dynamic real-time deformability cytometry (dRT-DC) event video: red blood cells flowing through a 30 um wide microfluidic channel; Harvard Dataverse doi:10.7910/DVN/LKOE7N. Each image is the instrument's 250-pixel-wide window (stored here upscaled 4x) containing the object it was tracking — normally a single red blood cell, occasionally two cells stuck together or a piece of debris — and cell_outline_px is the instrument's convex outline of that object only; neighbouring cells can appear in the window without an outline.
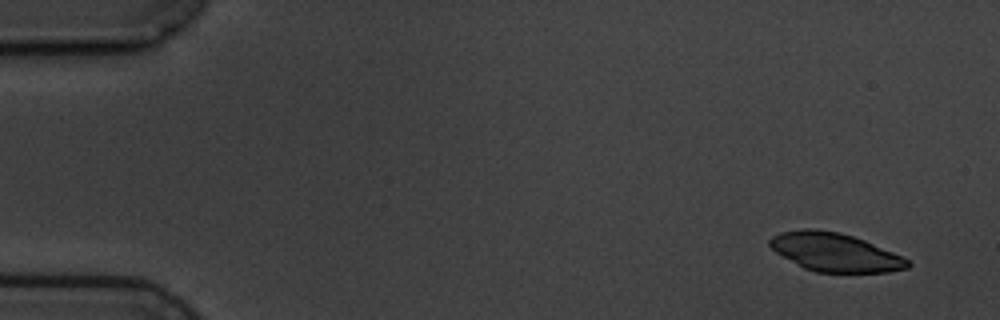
{"species": "common noctule bat (a hibernating species)", "species_latin": "Nyctalus noctula", "temperature_condition": "cold", "stored_images_in_passage": 5, "camera_frame_rate_fps": 3000, "um_per_image_px": 0.085, "animal": {"sex": "male", "body_mass_g": 19.5, "forearm_length_mm": 54.6}, "frame": {"image": 1, "passage_image": 1, "time_ms": 0.0, "image_size_px": [1000, 320], "cell_outline_px": [[912, 264], [908, 268], [888, 272], [816, 272], [804, 268], [776, 252], [768, 244], [768, 240], [772, 236], [780, 232], [804, 228], [816, 228], [840, 232], [864, 240], [904, 256]], "centroid_in_image_um": [70.98, 21.43], "position_along_channel_um": 14.0, "area_um2": 30.98}}